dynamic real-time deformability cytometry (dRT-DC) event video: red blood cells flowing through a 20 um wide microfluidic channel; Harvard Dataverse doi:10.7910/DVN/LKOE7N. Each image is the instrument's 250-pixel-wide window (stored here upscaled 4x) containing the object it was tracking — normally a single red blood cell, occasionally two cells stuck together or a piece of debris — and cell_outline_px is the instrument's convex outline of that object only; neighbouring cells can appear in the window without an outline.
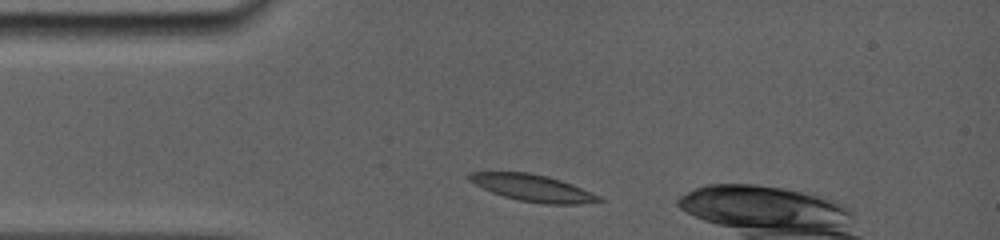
{"species": "common noctule bat (a hibernating species)", "species_latin": "Nyctalus noctula", "temperature_condition": "room temperature", "stored_images_in_passage": 23, "camera_frame_rate_fps": 5000, "um_per_image_px": 0.085, "animal": {"sex": "female", "body_mass_g": 19.0, "forearm_length_mm": 56.7}, "frame": {"image": 1, "passage_image": 1, "time_ms": 0.0, "image_size_px": [1000, 240], "cell_outline_px": [[604, 200], [576, 204], [544, 204], [520, 200], [504, 196], [492, 192], [468, 180], [468, 172], [528, 172], [548, 176], [572, 184], [600, 196]], "centroid_in_image_um": [45.28, 15.97], "position_along_channel_um": 39.7, "area_um2": 19.94}}
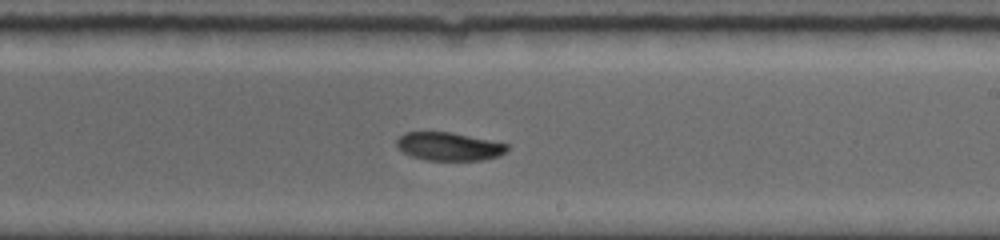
{"frame": {"image": 2, "passage_image": 13, "time_ms": 6.0, "image_size_px": [1000, 240], "cell_outline_px": [[508, 148], [500, 156], [484, 160], [424, 160], [412, 156], [396, 148], [396, 140], [404, 132], [452, 132], [508, 144]], "centroid_in_image_um": [38.14, 12.45], "position_along_channel_um": 250.9, "area_um2": 18.21}}
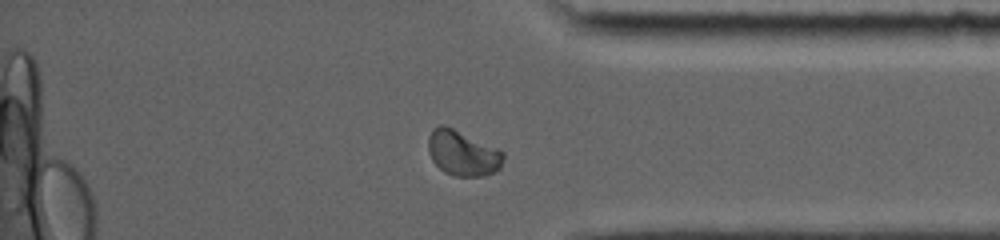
{"frame": {"image": 3, "passage_image": 21, "time_ms": 9.8, "image_size_px": [1000, 240], "cell_outline_px": [[504, 156], [500, 168], [496, 172], [484, 176], [452, 176], [444, 172], [432, 160], [428, 152], [428, 136], [432, 128], [440, 124], [444, 124], [496, 148], [504, 152]], "centroid_in_image_um": [39.3, 13.02], "position_along_channel_um": 395.9, "area_um2": 19.88}}